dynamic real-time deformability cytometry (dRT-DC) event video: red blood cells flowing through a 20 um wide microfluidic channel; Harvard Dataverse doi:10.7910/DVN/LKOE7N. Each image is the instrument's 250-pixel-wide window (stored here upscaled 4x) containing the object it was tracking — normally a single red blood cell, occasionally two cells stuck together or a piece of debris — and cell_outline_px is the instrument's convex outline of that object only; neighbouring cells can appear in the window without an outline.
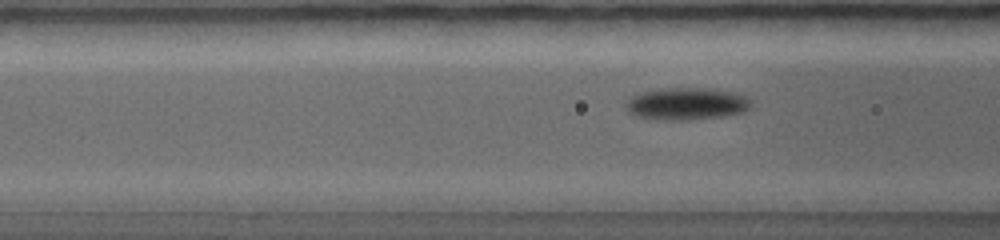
{"species": "common noctule bat (a hibernating species)", "species_latin": "Nyctalus noctula", "temperature_condition": "warm", "stored_images_in_passage": 39, "camera_frame_rate_fps": 5000, "um_per_image_px": 0.085, "animal": {"sex": "female", "body_mass_g": 19.0, "forearm_length_mm": 56.7}, "frame": {"image": 1, "passage_image": 13, "time_ms": 3.2, "image_size_px": [1000, 240], "cell_outline_px": [[752, 104], [744, 112], [724, 116], [688, 120], [652, 120], [632, 116], [624, 108], [624, 104], [636, 92], [660, 88], [704, 88], [728, 92], [744, 96], [752, 100]], "centroid_in_image_um": [58.24, 8.84], "position_along_channel_um": 108.4, "area_um2": 23.93}}
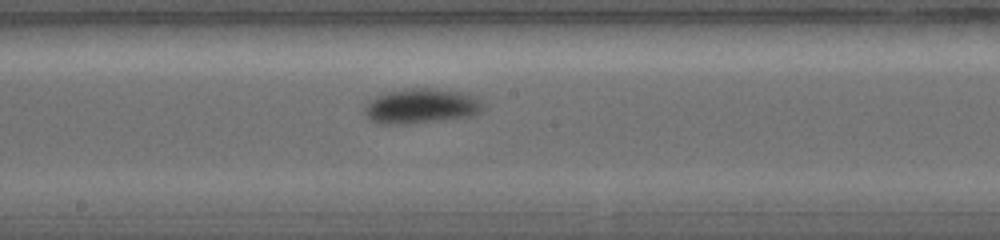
{"frame": {"image": 2, "passage_image": 20, "time_ms": 5.0, "image_size_px": [1000, 240], "cell_outline_px": [[480, 112], [468, 116], [436, 120], [368, 120], [364, 112], [364, 108], [376, 96], [388, 92], [412, 88], [428, 88], [452, 92], [468, 96], [480, 104]], "centroid_in_image_um": [35.74, 8.96], "position_along_channel_um": 212.5, "area_um2": 21.56}}
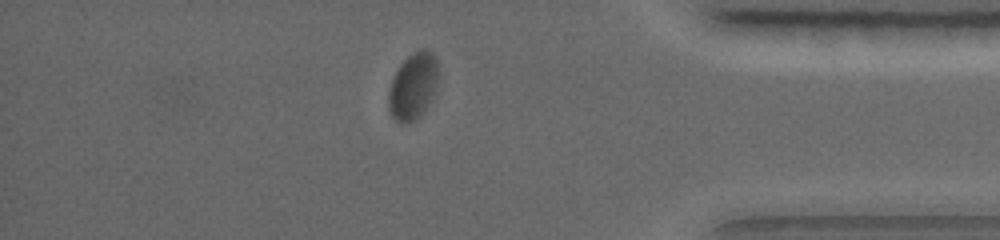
{"frame": {"image": 3, "passage_image": 33, "time_ms": 8.6, "image_size_px": [1000, 240], "cell_outline_px": [[440, 76], [432, 96], [424, 112], [416, 120], [404, 124], [396, 120], [392, 116], [388, 108], [388, 92], [392, 80], [400, 64], [412, 52], [420, 48], [428, 48], [432, 52], [436, 60]], "centroid_in_image_um": [35.13, 7.3], "position_along_channel_um": 400.1, "area_um2": 19.59}}